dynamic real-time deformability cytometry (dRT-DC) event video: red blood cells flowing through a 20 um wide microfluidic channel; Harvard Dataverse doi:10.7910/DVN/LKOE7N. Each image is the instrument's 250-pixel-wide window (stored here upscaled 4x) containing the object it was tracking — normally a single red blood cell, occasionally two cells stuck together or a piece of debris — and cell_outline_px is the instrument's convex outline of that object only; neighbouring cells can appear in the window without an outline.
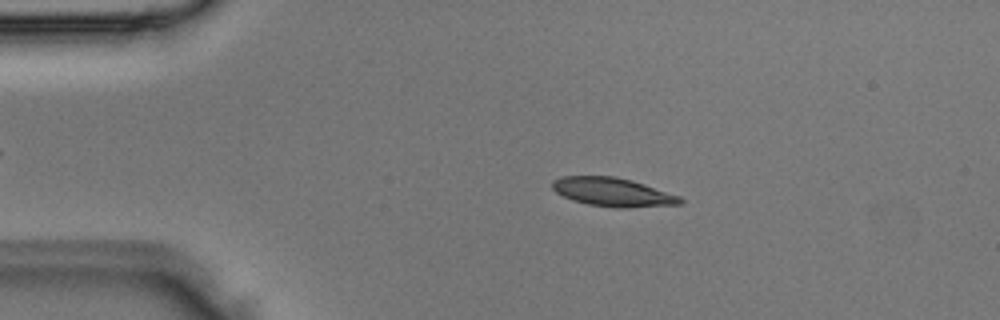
{"species": "Egyptian fruit bat (a non-hibernating species)", "species_latin": "Rousettus aegyptiacus", "temperature_condition": "room temperature", "stored_images_in_passage": 2, "camera_frame_rate_fps": 3000, "um_per_image_px": 0.085, "animal": {"sex": "male"}, "frame": {"image": 1, "passage_image": 1, "time_ms": 0.0, "image_size_px": [1000, 320], "cell_outline_px": [[684, 200], [680, 204], [628, 208], [616, 208], [588, 204], [572, 200], [556, 192], [552, 188], [552, 180], [564, 176], [616, 176], [632, 180], [680, 196]], "centroid_in_image_um": [52.08, 16.33], "position_along_channel_um": 32.9, "area_um2": 21.39}}